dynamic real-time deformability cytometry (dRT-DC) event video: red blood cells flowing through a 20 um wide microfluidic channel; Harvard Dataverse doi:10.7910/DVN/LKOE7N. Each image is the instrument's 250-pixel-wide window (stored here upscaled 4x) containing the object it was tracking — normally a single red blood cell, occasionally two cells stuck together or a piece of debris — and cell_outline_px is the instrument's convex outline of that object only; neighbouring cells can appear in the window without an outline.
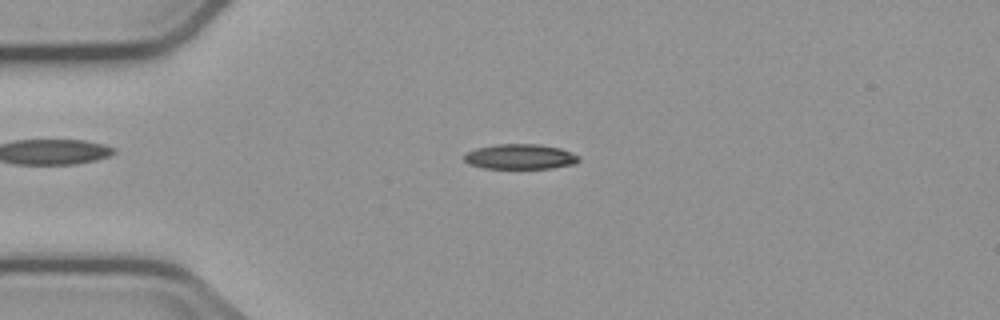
{"species": "common noctule bat (a hibernating species)", "species_latin": "Nyctalus noctula", "temperature_condition": "cold", "stored_images_in_passage": 2, "camera_frame_rate_fps": 3000, "um_per_image_px": 0.085, "animal": {"sex": "male", "body_mass_g": 23.1, "forearm_length_mm": 52.7}, "frame": {"image": 1, "passage_image": 1, "time_ms": 0.0, "image_size_px": [1000, 320], "cell_outline_px": [[580, 160], [576, 164], [552, 168], [484, 168], [468, 164], [464, 160], [464, 152], [476, 148], [496, 144], [540, 144], [560, 148], [580, 156]], "centroid_in_image_um": [44.21, 13.31], "position_along_channel_um": 40.8, "area_um2": 16.94}}